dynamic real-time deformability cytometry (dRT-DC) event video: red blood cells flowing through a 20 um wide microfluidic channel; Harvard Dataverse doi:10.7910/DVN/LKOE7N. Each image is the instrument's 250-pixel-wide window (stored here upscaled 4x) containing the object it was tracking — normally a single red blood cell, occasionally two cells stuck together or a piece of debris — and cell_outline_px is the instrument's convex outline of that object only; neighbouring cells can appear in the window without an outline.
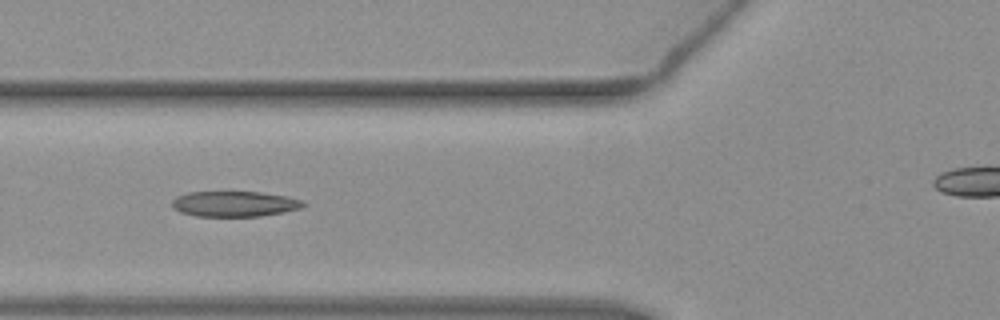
{"species": "common noctule bat (a hibernating species)", "species_latin": "Nyctalus noctula", "temperature_condition": "warm", "stored_images_in_passage": 6, "camera_frame_rate_fps": 3000, "um_per_image_px": 0.085, "animal": {"sex": "female", "body_mass_g": 19.3, "forearm_length_mm": 54.1}, "frame": {"image": 1, "passage_image": 4, "time_ms": 1.0, "image_size_px": [1000, 320], "cell_outline_px": [[308, 204], [300, 208], [284, 212], [260, 216], [196, 216], [180, 212], [172, 208], [172, 200], [176, 196], [188, 192], [260, 192], [288, 196], [304, 200]], "centroid_in_image_um": [19.95, 17.32], "position_along_channel_um": 105.8, "area_um2": 19.65}}